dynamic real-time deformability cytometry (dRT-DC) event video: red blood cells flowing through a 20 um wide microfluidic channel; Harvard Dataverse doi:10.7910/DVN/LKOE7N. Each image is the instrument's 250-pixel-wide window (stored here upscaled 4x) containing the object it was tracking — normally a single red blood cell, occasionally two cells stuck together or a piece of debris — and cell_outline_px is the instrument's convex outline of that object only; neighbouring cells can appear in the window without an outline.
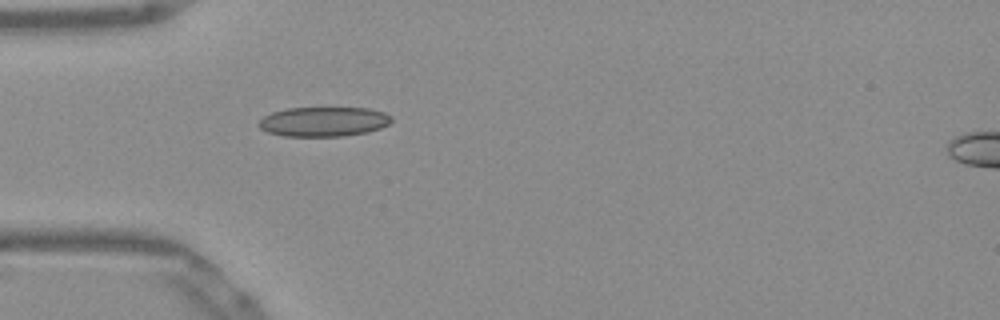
{"species": "Egyptian fruit bat (a non-hibernating species)", "species_latin": "Rousettus aegyptiacus", "temperature_condition": "warm", "stored_images_in_passage": 37, "camera_frame_rate_fps": 3000, "um_per_image_px": 0.085, "frame": {"image": 1, "passage_image": 1, "time_ms": 0.0, "image_size_px": [1000, 320], "cell_outline_px": [[392, 120], [388, 124], [380, 128], [368, 132], [344, 136], [284, 136], [268, 132], [260, 128], [260, 120], [264, 116], [272, 112], [288, 108], [368, 108], [384, 112], [392, 116]], "centroid_in_image_um": [27.54, 10.34], "position_along_channel_um": 57.5, "area_um2": 22.83}}
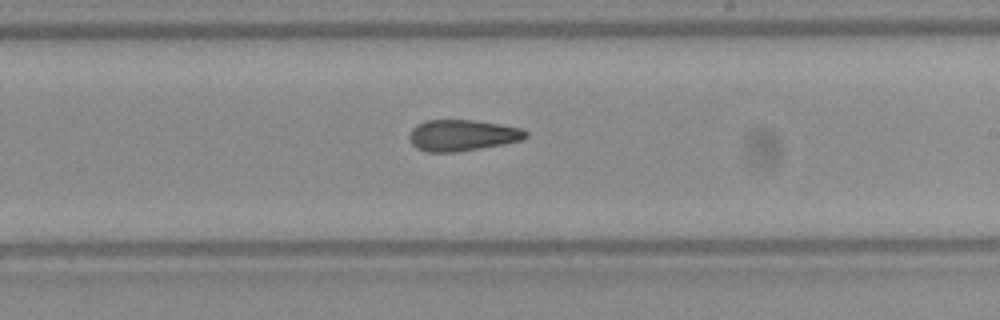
{"frame": {"image": 2, "passage_image": 16, "time_ms": 5.0, "image_size_px": [1000, 320], "cell_outline_px": [[528, 136], [524, 140], [504, 144], [456, 152], [428, 152], [416, 148], [412, 144], [408, 136], [412, 128], [416, 124], [424, 120], [476, 120], [500, 124], [520, 128], [528, 132]], "centroid_in_image_um": [39.29, 11.5], "position_along_channel_um": 249.7, "area_um2": 21.39}}
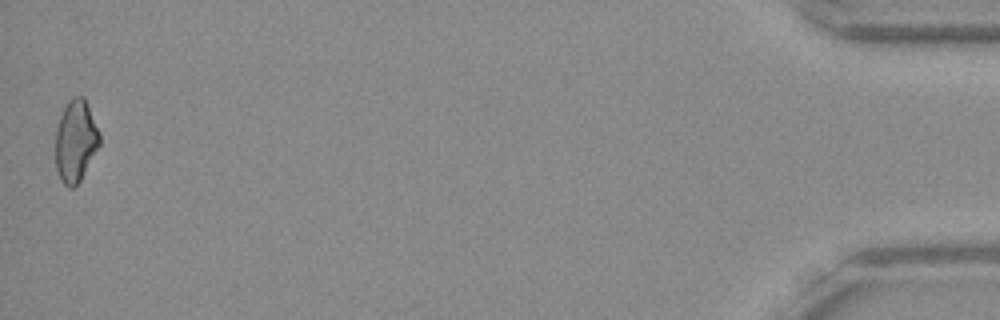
{"frame": {"image": 3, "passage_image": 37, "time_ms": 12.0, "image_size_px": [1000, 320], "cell_outline_px": [[100, 144], [80, 180], [72, 188], [68, 188], [60, 180], [56, 168], [56, 128], [60, 116], [68, 100], [72, 96], [84, 96], [100, 132]], "centroid_in_image_um": [6.43, 11.96], "position_along_channel_um": 428.8, "area_um2": 21.04}, "authors_computed_cell_mechanics": {"area_um2": 21.386, "velocity_mm_per_s": 3.9062, "shape_relaxation_time_tau1_ms": null, "shape_relaxation_time_tau2_ms": 3.8307, "deformation_change_tau1": null, "deformation_change_tau2": 0.1119}}